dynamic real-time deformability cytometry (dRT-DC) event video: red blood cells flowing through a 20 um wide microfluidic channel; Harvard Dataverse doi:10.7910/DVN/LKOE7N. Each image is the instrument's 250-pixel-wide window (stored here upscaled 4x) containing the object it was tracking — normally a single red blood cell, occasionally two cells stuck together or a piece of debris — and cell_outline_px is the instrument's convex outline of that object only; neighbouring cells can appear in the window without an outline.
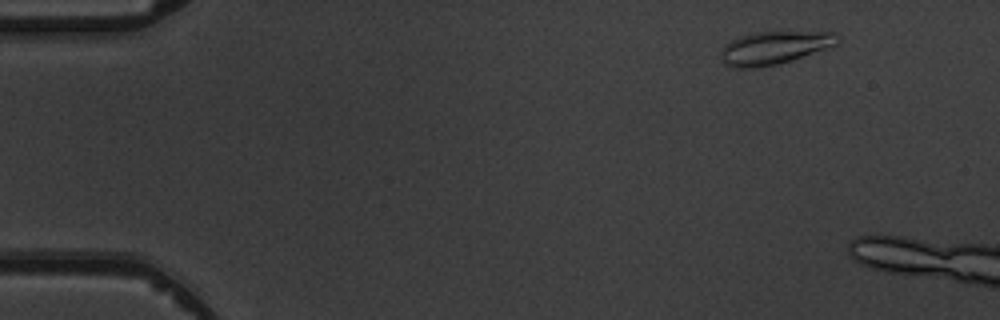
{"species": "common noctule bat (a hibernating species)", "species_latin": "Nyctalus noctula", "temperature_condition": "warm", "stored_images_in_passage": 3, "camera_frame_rate_fps": 3000, "um_per_image_px": 0.085, "animal": {"sex": "male", "body_mass_g": 19.5, "forearm_length_mm": 54.6}, "frame": {"image": 1, "passage_image": 1, "time_ms": 0.0, "image_size_px": [1000, 320], "cell_outline_px": [[840, 40], [836, 44], [792, 60], [776, 64], [756, 68], [732, 68], [724, 64], [720, 56], [720, 52], [724, 44], [740, 36], [752, 32], [836, 32], [840, 36]], "centroid_in_image_um": [65.77, 4.06], "position_along_channel_um": 19.2, "area_um2": 22.43}}